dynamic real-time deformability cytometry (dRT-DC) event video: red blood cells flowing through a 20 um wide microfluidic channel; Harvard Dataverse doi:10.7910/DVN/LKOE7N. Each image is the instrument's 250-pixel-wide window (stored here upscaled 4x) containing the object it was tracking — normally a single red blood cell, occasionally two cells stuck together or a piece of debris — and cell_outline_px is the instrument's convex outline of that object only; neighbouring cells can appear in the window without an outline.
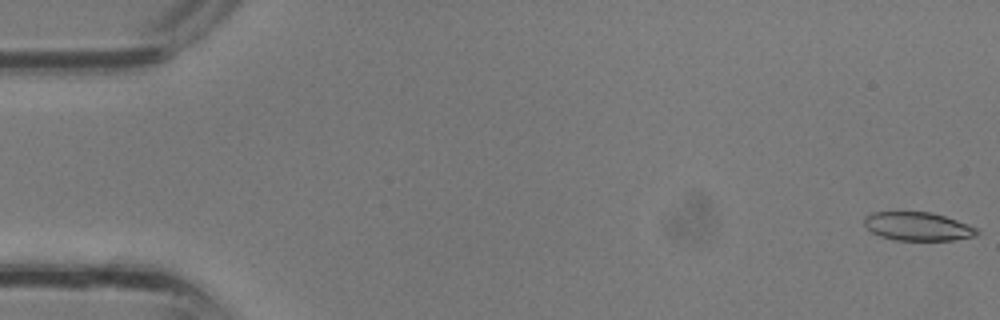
{"species": "common noctule bat (a hibernating species)", "species_latin": "Nyctalus noctula", "temperature_condition": "room temperature", "stored_images_in_passage": 13, "camera_frame_rate_fps": 3000, "um_per_image_px": 0.085, "animal": {"sex": "male", "body_mass_g": 13.3}, "frame": {"image": 1, "passage_image": 1, "time_ms": 0.0, "image_size_px": [1000, 320], "cell_outline_px": [[980, 232], [976, 236], [952, 240], [892, 240], [880, 236], [872, 232], [864, 224], [864, 216], [872, 212], [932, 212], [968, 224], [976, 228]], "centroid_in_image_um": [78.0, 19.24], "position_along_channel_um": 7.0, "area_um2": 18.73}}
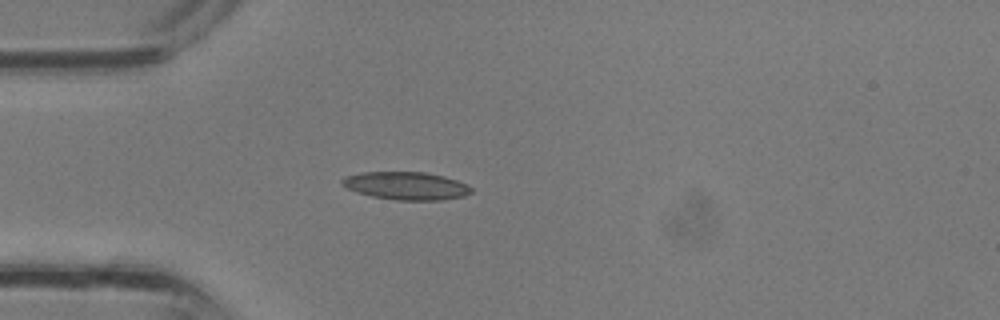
{"frame": {"image": 2, "passage_image": 10, "time_ms": 3.0, "image_size_px": [1000, 320], "cell_outline_px": [[472, 192], [464, 196], [440, 200], [396, 200], [372, 196], [356, 192], [340, 184], [340, 180], [344, 176], [360, 172], [424, 172], [444, 176], [468, 184], [472, 188]], "centroid_in_image_um": [34.5, 15.79], "position_along_channel_um": 50.5, "area_um2": 21.1}}
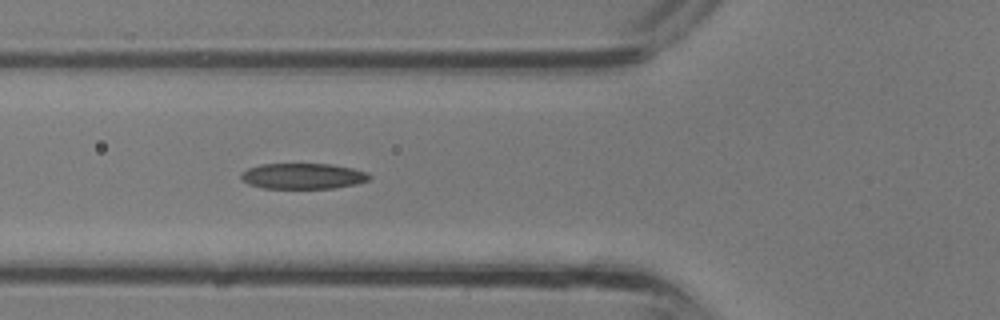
{"frame": {"image": 3, "passage_image": 13, "time_ms": 4.0, "image_size_px": [1000, 320], "cell_outline_px": [[372, 176], [368, 180], [356, 184], [332, 188], [264, 188], [248, 184], [240, 176], [240, 172], [248, 168], [260, 164], [332, 164], [352, 168], [368, 172]], "centroid_in_image_um": [25.75, 14.96], "position_along_channel_um": 100.0, "area_um2": 19.25}}